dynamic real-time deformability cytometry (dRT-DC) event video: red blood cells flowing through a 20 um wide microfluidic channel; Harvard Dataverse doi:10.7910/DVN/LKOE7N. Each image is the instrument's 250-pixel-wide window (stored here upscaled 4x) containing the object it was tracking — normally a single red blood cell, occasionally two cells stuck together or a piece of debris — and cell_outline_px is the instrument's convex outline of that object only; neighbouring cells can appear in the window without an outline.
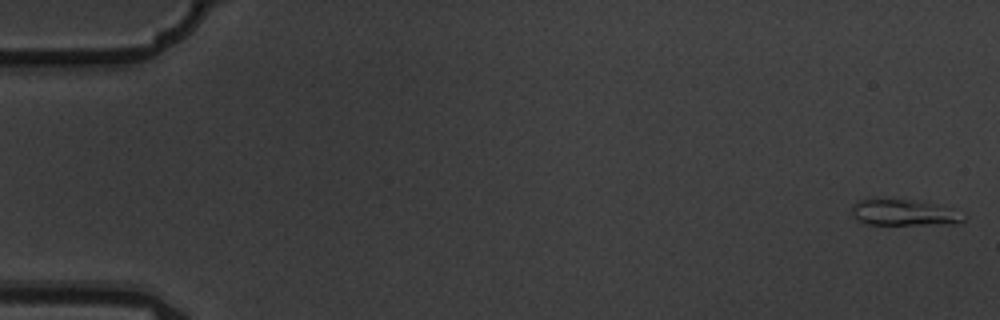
{"species": "common noctule bat (a hibernating species)", "species_latin": "Nyctalus noctula", "temperature_condition": "warm", "stored_images_in_passage": 4, "camera_frame_rate_fps": 3000, "um_per_image_px": 0.085, "animal": {"sex": "male", "body_mass_g": 19.5, "forearm_length_mm": 54.6}, "frame": {"image": 1, "passage_image": 1, "time_ms": 0.0, "image_size_px": [1000, 320], "cell_outline_px": [[968, 216], [964, 220], [956, 224], [868, 224], [856, 220], [852, 212], [852, 204], [856, 200], [868, 196], [916, 200]], "centroid_in_image_um": [76.66, 18.03], "position_along_channel_um": 8.3, "area_um2": 17.22}}